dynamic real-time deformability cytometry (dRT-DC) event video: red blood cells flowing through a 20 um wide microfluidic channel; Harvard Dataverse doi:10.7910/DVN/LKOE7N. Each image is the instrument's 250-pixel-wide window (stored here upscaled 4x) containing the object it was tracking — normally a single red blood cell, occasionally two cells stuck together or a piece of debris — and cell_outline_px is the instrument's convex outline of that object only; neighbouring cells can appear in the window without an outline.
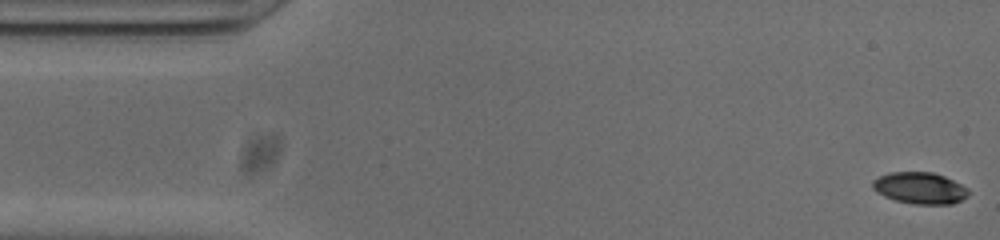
{"species": "common noctule bat (a hibernating species)", "species_latin": "Nyctalus noctula", "temperature_condition": "cold", "stored_images_in_passage": 52, "camera_frame_rate_fps": 3000, "um_per_image_px": 0.085, "animal": {"sex": "male", "body_mass_g": 20.0, "forearm_length_mm": 53.3}, "frame": {"image": 1, "passage_image": 1, "time_ms": 0.0, "image_size_px": [1000, 240], "cell_outline_px": [[968, 196], [952, 204], [912, 204], [896, 200], [884, 196], [876, 192], [872, 188], [872, 180], [880, 176], [892, 172], [932, 172], [944, 176], [968, 188]], "centroid_in_image_um": [78.17, 15.99], "position_along_channel_um": 6.8, "area_um2": 17.57}}
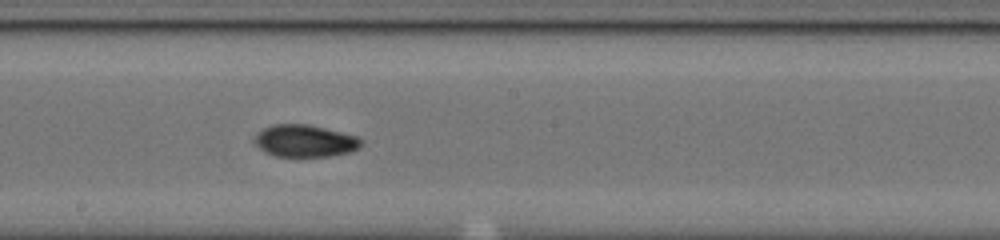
{"frame": {"image": 2, "passage_image": 27, "time_ms": 8.667, "image_size_px": [1000, 240], "cell_outline_px": [[364, 144], [360, 148], [348, 152], [328, 156], [276, 156], [264, 152], [252, 140], [252, 136], [256, 132], [272, 124], [308, 124], [356, 136], [364, 140]], "centroid_in_image_um": [25.88, 11.97], "position_along_channel_um": 222.3, "area_um2": 20.11}}
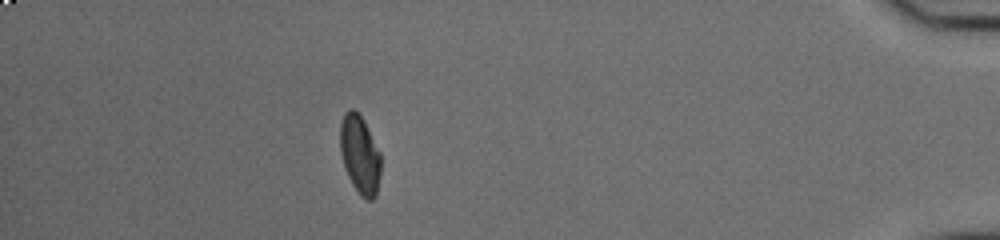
{"frame": {"image": 3, "passage_image": 46, "time_ms": 15.0, "image_size_px": [1000, 240], "cell_outline_px": [[380, 172], [376, 196], [372, 200], [368, 200], [360, 196], [352, 184], [344, 168], [340, 152], [340, 124], [344, 112], [348, 108], [352, 108], [364, 120], [380, 152]], "centroid_in_image_um": [30.57, 13.14], "position_along_channel_um": 404.6, "area_um2": 18.73}, "authors_computed_cell_mechanics": {"area_um2": 18.9584, "velocity_mm_per_s": 3.8438, "shape_relaxation_time_tau1_ms": null, "shape_relaxation_time_tau2_ms": 4.9408, "deformation_change_tau1": null, "deformation_change_tau2": 0.0637}}